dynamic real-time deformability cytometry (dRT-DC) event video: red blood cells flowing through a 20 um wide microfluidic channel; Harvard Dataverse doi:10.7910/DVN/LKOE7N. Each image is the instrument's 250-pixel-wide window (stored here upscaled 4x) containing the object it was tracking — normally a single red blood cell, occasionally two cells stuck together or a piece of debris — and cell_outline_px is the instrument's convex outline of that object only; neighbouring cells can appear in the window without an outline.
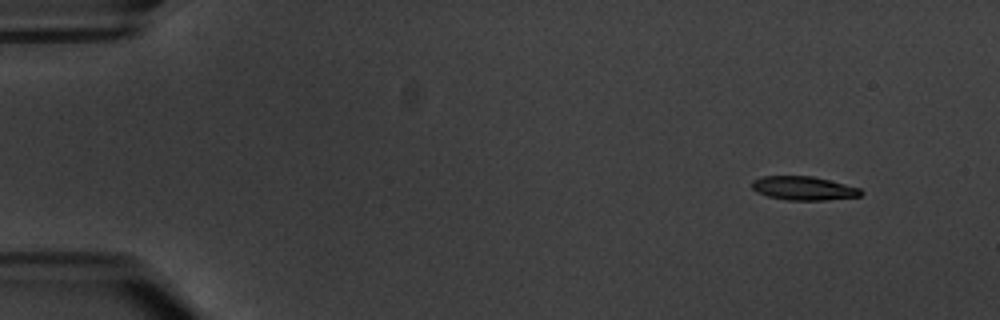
{"species": "common noctule bat (a hibernating species)", "species_latin": "Nyctalus noctula", "temperature_condition": "warm", "stored_images_in_passage": 8, "camera_frame_rate_fps": 3000, "um_per_image_px": 0.085, "animal": {"sex": "male", "body_mass_g": 20.1, "forearm_length_mm": 53.5}, "frame": {"image": 1, "passage_image": 1, "time_ms": 0.0, "image_size_px": [1000, 320], "cell_outline_px": [[864, 192], [860, 196], [828, 200], [788, 200], [768, 196], [756, 192], [752, 188], [752, 180], [764, 176], [812, 176], [860, 188]], "centroid_in_image_um": [68.3, 16.0], "position_along_channel_um": 16.7, "area_um2": 15.03}}
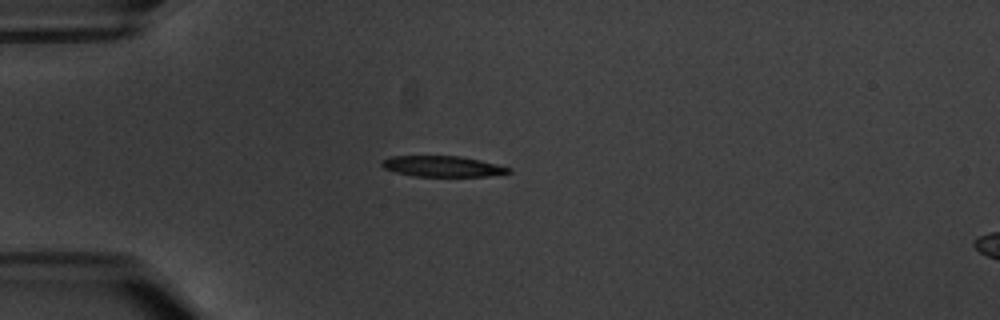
{"frame": {"image": 2, "passage_image": 4, "time_ms": 3.667, "image_size_px": [1000, 320], "cell_outline_px": [[512, 172], [488, 176], [416, 176], [396, 172], [384, 168], [380, 164], [384, 160], [392, 156], [460, 156], [480, 160], [512, 168]], "centroid_in_image_um": [37.65, 14.14], "position_along_channel_um": 47.4, "area_um2": 15.2}}